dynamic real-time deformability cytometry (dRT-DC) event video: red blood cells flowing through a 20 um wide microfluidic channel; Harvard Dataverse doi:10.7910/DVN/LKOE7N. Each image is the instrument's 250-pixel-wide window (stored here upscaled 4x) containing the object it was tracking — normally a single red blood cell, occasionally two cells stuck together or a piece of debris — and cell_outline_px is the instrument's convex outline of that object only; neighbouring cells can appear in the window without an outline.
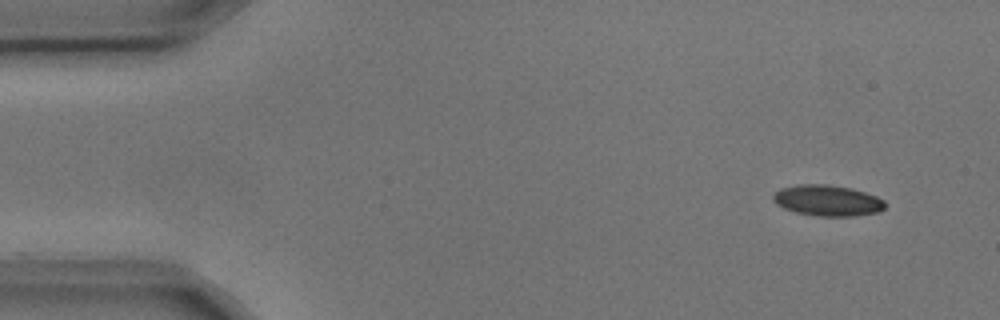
{"species": "common noctule bat (a hibernating species)", "species_latin": "Nyctalus noctula", "temperature_condition": "cold", "stored_images_in_passage": 4, "segment_of_instrument_passage": [1, 2], "camera_frame_rate_fps": 3000, "um_per_image_px": 0.085, "animal": {"sex": "male", "body_mass_g": 17.9, "forearm_length_mm": 54.2}, "frame": {"image": 1, "passage_image": 1, "time_ms": 0.0, "image_size_px": [1000, 320], "cell_outline_px": [[884, 208], [880, 212], [856, 216], [816, 216], [796, 212], [784, 208], [776, 204], [772, 200], [772, 196], [780, 188], [800, 184], [828, 184], [852, 188], [876, 196], [884, 200]], "centroid_in_image_um": [70.33, 17.04], "position_along_channel_um": 14.7, "area_um2": 20.29}}